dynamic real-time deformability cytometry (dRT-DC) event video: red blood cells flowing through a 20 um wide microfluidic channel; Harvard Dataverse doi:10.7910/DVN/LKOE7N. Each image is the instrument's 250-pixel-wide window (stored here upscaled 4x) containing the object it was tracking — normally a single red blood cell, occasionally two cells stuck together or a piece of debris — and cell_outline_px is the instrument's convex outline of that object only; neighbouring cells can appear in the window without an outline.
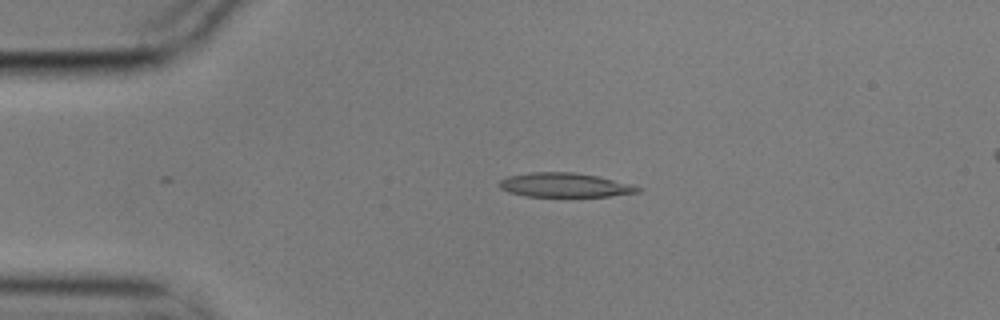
{"species": "common noctule bat (a hibernating species)", "species_latin": "Nyctalus noctula", "temperature_condition": "cold", "stored_images_in_passage": 5, "segment_of_instrument_passage": [1, 2], "camera_frame_rate_fps": 3000, "um_per_image_px": 0.085, "animal": {"sex": "male", "body_mass_g": 17.9}, "frame": {"image": 1, "passage_image": 3, "time_ms": 0.667, "image_size_px": [1000, 320], "cell_outline_px": [[644, 188], [640, 192], [608, 196], [524, 196], [508, 192], [500, 188], [496, 184], [500, 180], [508, 176], [528, 172], [572, 172], [596, 176], [632, 184]], "centroid_in_image_um": [47.97, 15.73], "position_along_channel_um": 37.0, "area_um2": 19.59}}